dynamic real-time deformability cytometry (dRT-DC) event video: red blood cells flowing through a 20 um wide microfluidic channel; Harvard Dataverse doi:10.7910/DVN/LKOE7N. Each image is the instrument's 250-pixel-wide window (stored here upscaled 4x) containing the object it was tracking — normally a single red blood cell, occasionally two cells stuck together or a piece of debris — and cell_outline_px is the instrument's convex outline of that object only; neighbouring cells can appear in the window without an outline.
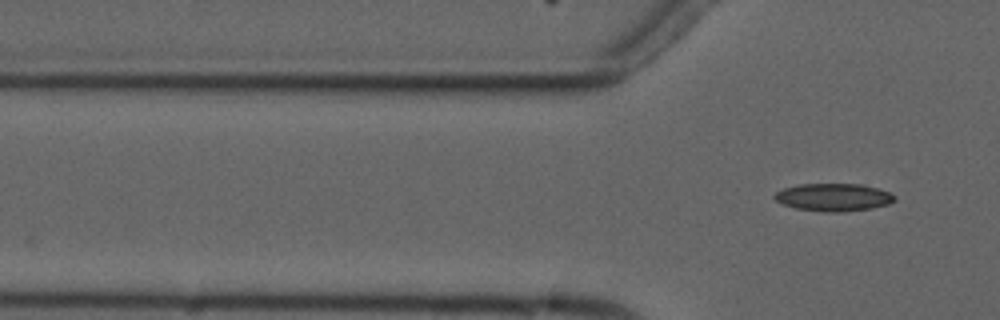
{"species": "common noctule bat (a hibernating species)", "species_latin": "Nyctalus noctula", "temperature_condition": "cold", "stored_images_in_passage": 3, "camera_frame_rate_fps": 3000, "um_per_image_px": 0.085, "animal": {"sex": "male", "forearm_length_mm": 52.5}, "frame": {"image": 1, "passage_image": 3, "time_ms": 3.333, "image_size_px": [1000, 320], "cell_outline_px": [[896, 200], [888, 204], [872, 208], [840, 212], [824, 212], [796, 208], [780, 204], [772, 196], [776, 192], [784, 188], [800, 184], [860, 184], [876, 188], [888, 192], [896, 196]], "centroid_in_image_um": [70.82, 16.77], "position_along_channel_um": 55.0, "area_um2": 19.36}}